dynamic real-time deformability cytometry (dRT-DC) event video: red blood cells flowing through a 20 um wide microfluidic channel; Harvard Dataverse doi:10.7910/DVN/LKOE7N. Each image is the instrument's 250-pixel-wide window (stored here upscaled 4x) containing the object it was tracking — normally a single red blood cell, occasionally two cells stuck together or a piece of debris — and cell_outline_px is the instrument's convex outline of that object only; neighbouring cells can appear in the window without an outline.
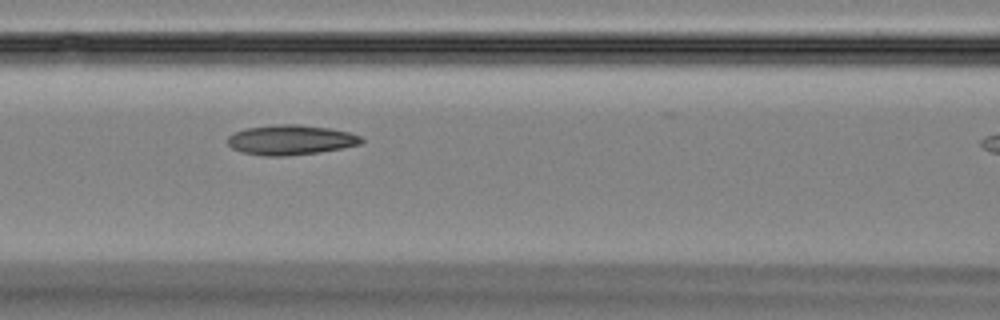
{"species": "Egyptian fruit bat (a non-hibernating species)", "species_latin": "Rousettus aegyptiacus", "temperature_condition": "room temperature", "stored_images_in_passage": 26, "camera_frame_rate_fps": 3000, "um_per_image_px": 0.085, "animal": {"sex": "female"}, "frame": {"image": 1, "passage_image": 16, "time_ms": 5.0, "image_size_px": [1000, 320], "cell_outline_px": [[364, 140], [360, 144], [320, 152], [288, 156], [264, 156], [240, 152], [232, 148], [228, 144], [228, 136], [244, 128], [276, 124], [300, 124], [328, 128], [348, 132], [360, 136]], "centroid_in_image_um": [24.67, 11.89], "position_along_channel_um": 141.9, "area_um2": 23.35}}
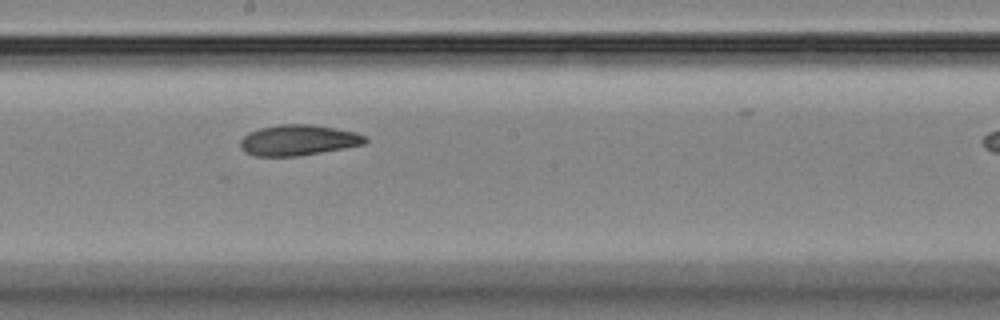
{"frame": {"image": 2, "passage_image": 22, "time_ms": 7.0, "image_size_px": [1000, 320], "cell_outline_px": [[368, 140], [364, 144], [344, 148], [300, 156], [256, 156], [244, 152], [240, 148], [240, 140], [248, 132], [260, 128], [280, 124], [312, 124], [336, 128], [356, 132], [364, 136]], "centroid_in_image_um": [25.33, 11.91], "position_along_channel_um": 222.9, "area_um2": 22.43}}
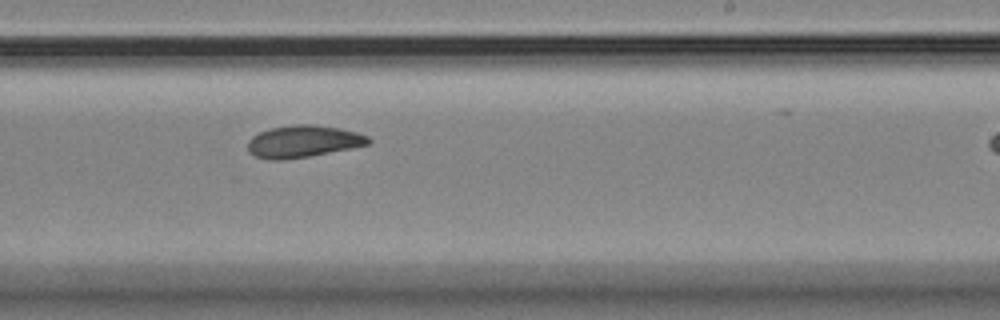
{"frame": {"image": 3, "passage_image": 25, "time_ms": 8.0, "image_size_px": [1000, 320], "cell_outline_px": [[372, 144], [312, 156], [284, 160], [268, 160], [256, 156], [248, 152], [248, 140], [252, 136], [268, 128], [296, 124], [312, 124], [340, 128], [356, 132], [368, 136], [372, 140]], "centroid_in_image_um": [25.78, 12.03], "position_along_channel_um": 263.2, "area_um2": 22.89}}